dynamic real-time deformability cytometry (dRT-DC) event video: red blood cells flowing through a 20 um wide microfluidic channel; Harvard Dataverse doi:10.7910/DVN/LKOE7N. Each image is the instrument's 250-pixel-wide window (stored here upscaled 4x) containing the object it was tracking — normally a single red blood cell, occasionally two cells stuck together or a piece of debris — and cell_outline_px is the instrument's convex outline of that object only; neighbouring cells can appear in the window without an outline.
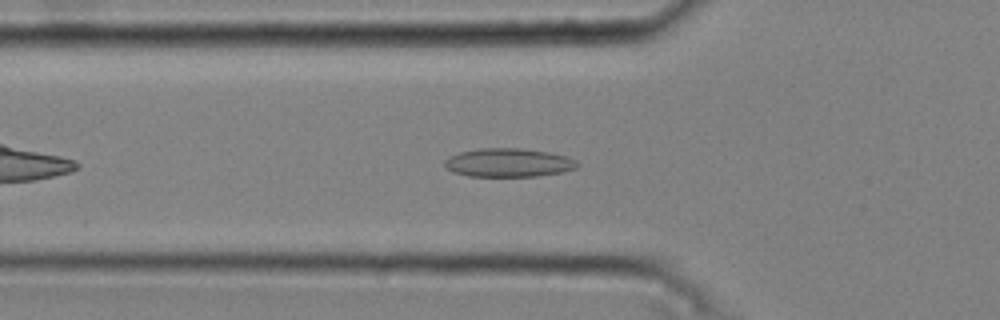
{"species": "common noctule bat (a hibernating species)", "species_latin": "Nyctalus noctula", "temperature_condition": "cold", "stored_images_in_passage": 42, "camera_frame_rate_fps": 3000, "um_per_image_px": 0.085, "animal": {"sex": "male", "body_mass_g": 20.4}, "frame": {"image": 1, "passage_image": 9, "time_ms": 2.667, "image_size_px": [1000, 320], "cell_outline_px": [[580, 164], [576, 168], [560, 172], [536, 176], [468, 176], [452, 172], [444, 164], [444, 160], [448, 156], [460, 152], [480, 148], [520, 148], [548, 152], [568, 156], [576, 160]], "centroid_in_image_um": [43.21, 13.82], "position_along_channel_um": 82.6, "area_um2": 22.14}}
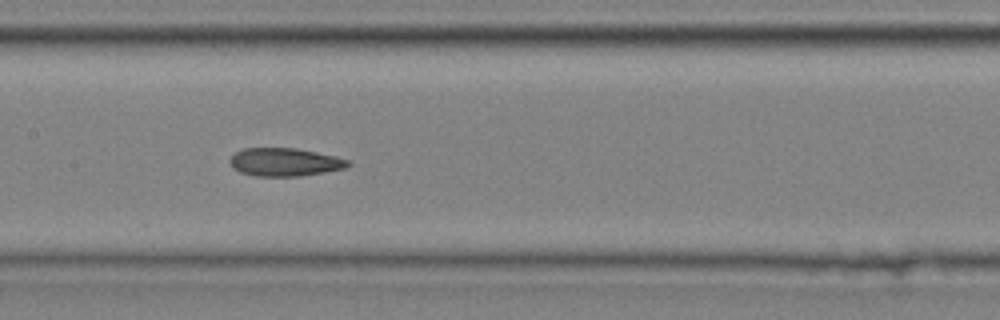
{"frame": {"image": 2, "passage_image": 17, "time_ms": 5.333, "image_size_px": [1000, 320], "cell_outline_px": [[352, 164], [344, 168], [324, 172], [300, 176], [256, 176], [240, 172], [232, 168], [228, 160], [236, 152], [244, 148], [296, 148], [336, 156], [348, 160]], "centroid_in_image_um": [24.18, 13.78], "position_along_channel_um": 183.2, "area_um2": 19.36}}
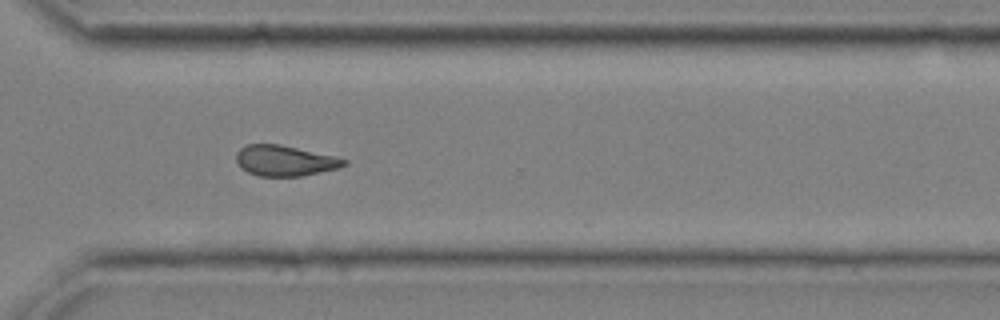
{"frame": {"image": 3, "passage_image": 30, "time_ms": 9.667, "image_size_px": [1000, 320], "cell_outline_px": [[348, 164], [336, 168], [300, 176], [260, 176], [248, 172], [240, 168], [236, 160], [236, 152], [244, 144], [280, 144], [332, 156], [348, 160]], "centroid_in_image_um": [24.14, 13.65], "position_along_channel_um": 346.5, "area_um2": 19.02}, "authors_computed_cell_mechanics": {"area_um2": 19.5653, "velocity_mm_per_s": 3.763, "shape_relaxation_time_tau1_ms": null, "shape_relaxation_time_tau2_ms": 4.3781, "deformation_change_tau1": null, "deformation_change_tau2": 0.1127}}